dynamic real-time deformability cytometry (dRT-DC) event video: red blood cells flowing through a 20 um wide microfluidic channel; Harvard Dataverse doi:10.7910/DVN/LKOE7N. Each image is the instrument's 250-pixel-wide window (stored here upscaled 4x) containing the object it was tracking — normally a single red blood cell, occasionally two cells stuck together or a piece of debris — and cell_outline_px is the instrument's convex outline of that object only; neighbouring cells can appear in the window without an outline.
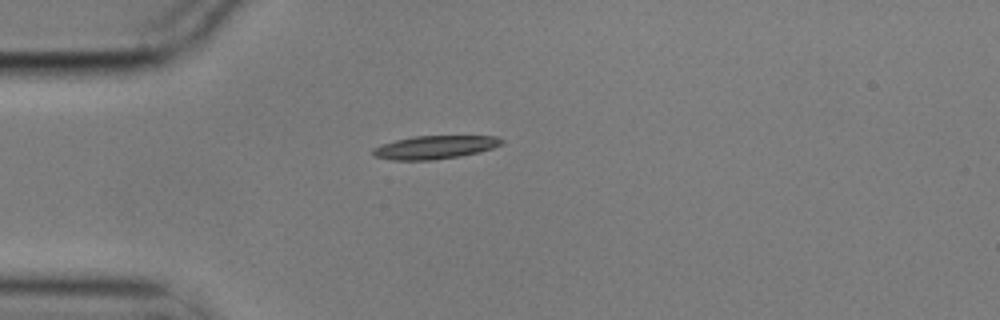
{"species": "common noctule bat (a hibernating species)", "species_latin": "Nyctalus noctula", "temperature_condition": "cold", "stored_images_in_passage": 3, "camera_frame_rate_fps": 3000, "um_per_image_px": 0.085, "animal": {"sex": "male", "body_mass_g": 17.9}, "frame": {"image": 1, "passage_image": 3, "time_ms": 0.667, "image_size_px": [1000, 320], "cell_outline_px": [[504, 144], [480, 152], [460, 156], [432, 160], [392, 160], [376, 156], [372, 152], [372, 148], [380, 144], [412, 136], [496, 136], [504, 140]], "centroid_in_image_um": [36.98, 12.51], "position_along_channel_um": 48.0, "area_um2": 17.51}}